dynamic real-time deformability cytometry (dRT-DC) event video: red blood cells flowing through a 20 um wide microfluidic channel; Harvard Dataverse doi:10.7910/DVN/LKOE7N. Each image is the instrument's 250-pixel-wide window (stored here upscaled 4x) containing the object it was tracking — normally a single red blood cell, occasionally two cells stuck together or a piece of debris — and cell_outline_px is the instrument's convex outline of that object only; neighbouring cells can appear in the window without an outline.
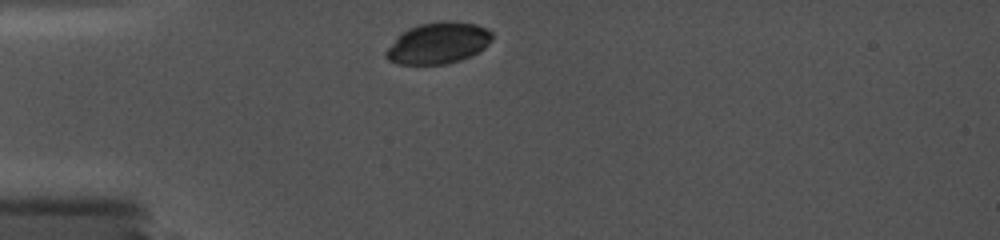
{"species": "common noctule bat (a hibernating species)", "species_latin": "Nyctalus noctula", "temperature_condition": "cold", "stored_images_in_passage": 6, "camera_frame_rate_fps": 5000, "um_per_image_px": 0.085, "animal": {"sex": "female", "body_mass_g": 19.0, "forearm_length_mm": 56.7}, "frame": {"image": 1, "passage_image": 1, "time_ms": 0.0, "image_size_px": [1000, 240], "cell_outline_px": [[492, 40], [484, 48], [472, 56], [448, 64], [396, 64], [388, 60], [384, 56], [384, 52], [396, 36], [408, 28], [420, 24], [440, 20], [452, 20], [476, 24], [492, 32]], "centroid_in_image_um": [37.22, 3.66], "position_along_channel_um": 47.8, "area_um2": 25.95}}
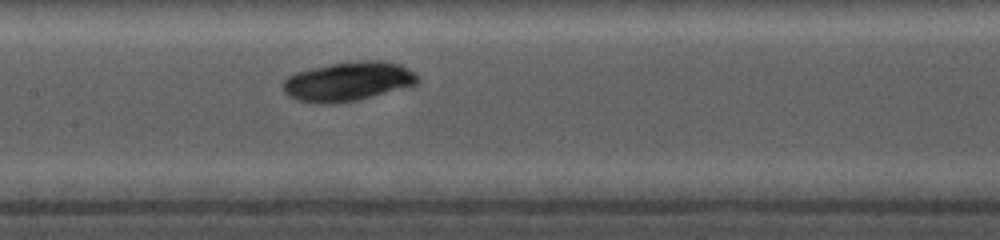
{"frame": {"image": 2, "passage_image": 5, "time_ms": 4.0, "image_size_px": [1000, 240], "cell_outline_px": [[420, 80], [416, 84], [360, 100], [332, 104], [320, 104], [296, 100], [288, 96], [284, 92], [284, 80], [288, 76], [296, 72], [312, 68], [332, 64], [360, 60], [380, 60], [400, 64], [416, 72], [420, 76]], "centroid_in_image_um": [29.62, 6.93], "position_along_channel_um": 177.8, "area_um2": 30.98}}
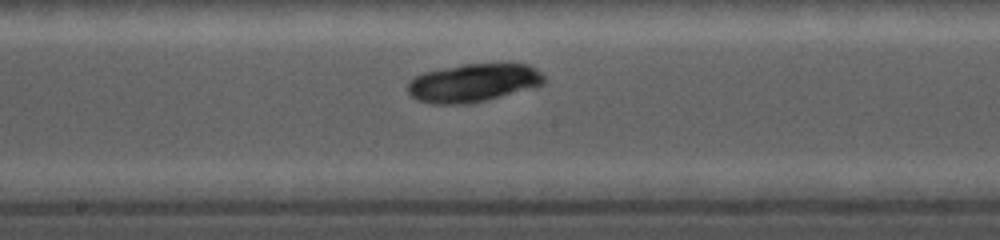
{"frame": {"image": 3, "passage_image": 6, "time_ms": 4.8, "image_size_px": [1000, 240], "cell_outline_px": [[544, 84], [536, 88], [468, 104], [432, 104], [416, 100], [408, 92], [408, 80], [424, 72], [464, 64], [528, 64], [540, 72], [544, 76]], "centroid_in_image_um": [40.23, 7.05], "position_along_channel_um": 208.0, "area_um2": 30.46}}